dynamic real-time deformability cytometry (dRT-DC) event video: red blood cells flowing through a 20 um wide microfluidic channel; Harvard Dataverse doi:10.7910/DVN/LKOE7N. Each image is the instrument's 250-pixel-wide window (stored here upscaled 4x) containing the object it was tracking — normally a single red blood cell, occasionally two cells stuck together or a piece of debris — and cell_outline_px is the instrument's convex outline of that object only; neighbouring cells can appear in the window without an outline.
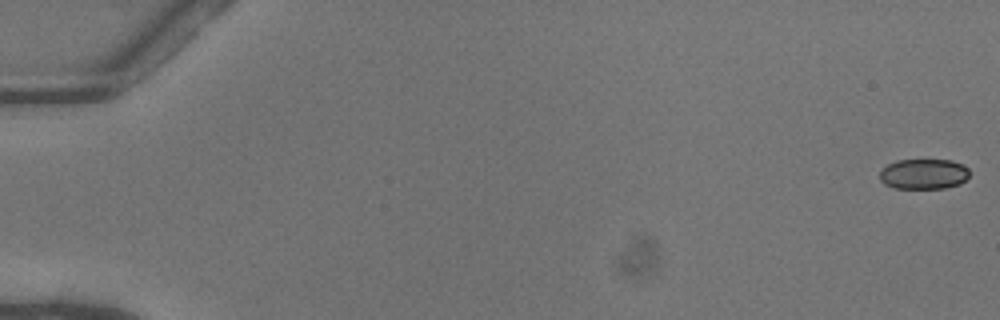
{"species": "common noctule bat (a hibernating species)", "species_latin": "Nyctalus noctula", "temperature_condition": "warm", "stored_images_in_passage": 14, "camera_frame_rate_fps": 3000, "um_per_image_px": 0.085, "animal": {"sex": "female"}, "frame": {"image": 1, "passage_image": 1, "time_ms": 0.0, "image_size_px": [1000, 320], "cell_outline_px": [[968, 176], [960, 184], [944, 188], [896, 188], [884, 184], [880, 180], [880, 172], [888, 164], [896, 160], [952, 160], [968, 168]], "centroid_in_image_um": [78.5, 14.79], "position_along_channel_um": 6.5, "area_um2": 15.72}}